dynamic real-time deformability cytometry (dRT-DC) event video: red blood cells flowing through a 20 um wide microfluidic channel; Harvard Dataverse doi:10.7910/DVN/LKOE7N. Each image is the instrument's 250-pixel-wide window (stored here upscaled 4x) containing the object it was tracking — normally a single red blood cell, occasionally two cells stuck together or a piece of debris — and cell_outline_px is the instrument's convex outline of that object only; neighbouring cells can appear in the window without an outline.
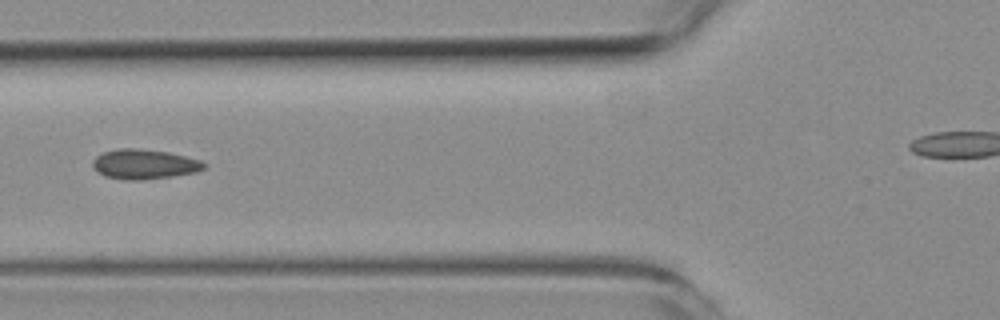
{"species": "common noctule bat (a hibernating species)", "species_latin": "Nyctalus noctula", "temperature_condition": "room temperature", "stored_images_in_passage": 8, "camera_frame_rate_fps": 3000, "um_per_image_px": 0.085, "animal": {"sex": "female", "body_mass_g": 19.3, "forearm_length_mm": 54.1}, "frame": {"image": 1, "passage_image": 5, "time_ms": 5.667, "image_size_px": [1000, 320], "cell_outline_px": [[208, 164], [204, 168], [196, 172], [172, 176], [144, 180], [124, 180], [104, 176], [92, 164], [92, 160], [96, 156], [104, 152], [120, 148], [136, 148], [168, 152], [200, 160]], "centroid_in_image_um": [12.27, 13.96], "position_along_channel_um": 113.5, "area_um2": 19.25}}
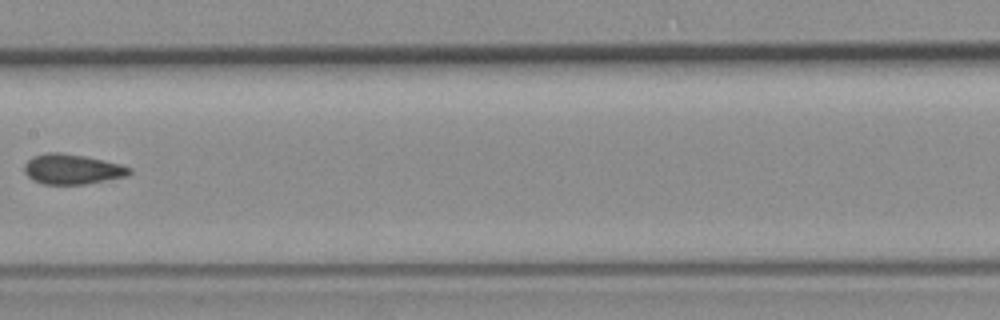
{"frame": {"image": 2, "passage_image": 7, "time_ms": 8.0, "image_size_px": [1000, 320], "cell_outline_px": [[132, 172], [128, 176], [84, 184], [44, 184], [32, 180], [24, 172], [24, 164], [32, 156], [48, 152], [60, 152], [84, 156], [104, 160], [120, 164], [132, 168]], "centroid_in_image_um": [6.13, 14.37], "position_along_channel_um": 201.3, "area_um2": 18.5}}
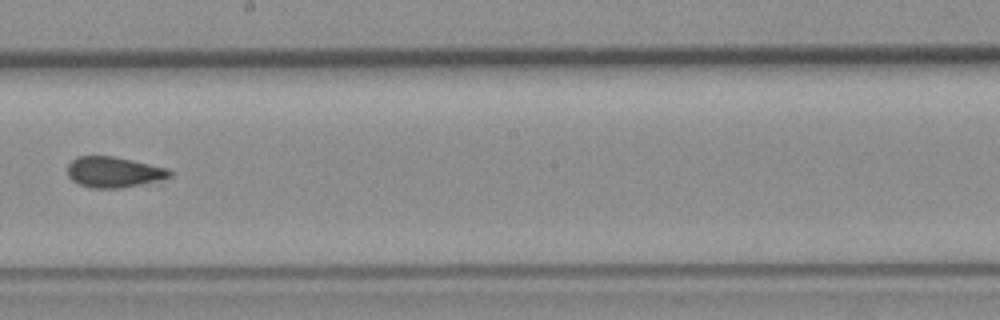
{"frame": {"image": 3, "passage_image": 8, "time_ms": 9.0, "image_size_px": [1000, 320], "cell_outline_px": [[172, 176], [160, 180], [120, 188], [88, 188], [72, 180], [68, 176], [68, 164], [76, 156], [112, 156], [132, 160], [168, 168], [172, 172]], "centroid_in_image_um": [9.66, 14.62], "position_along_channel_um": 238.5, "area_um2": 18.26}}